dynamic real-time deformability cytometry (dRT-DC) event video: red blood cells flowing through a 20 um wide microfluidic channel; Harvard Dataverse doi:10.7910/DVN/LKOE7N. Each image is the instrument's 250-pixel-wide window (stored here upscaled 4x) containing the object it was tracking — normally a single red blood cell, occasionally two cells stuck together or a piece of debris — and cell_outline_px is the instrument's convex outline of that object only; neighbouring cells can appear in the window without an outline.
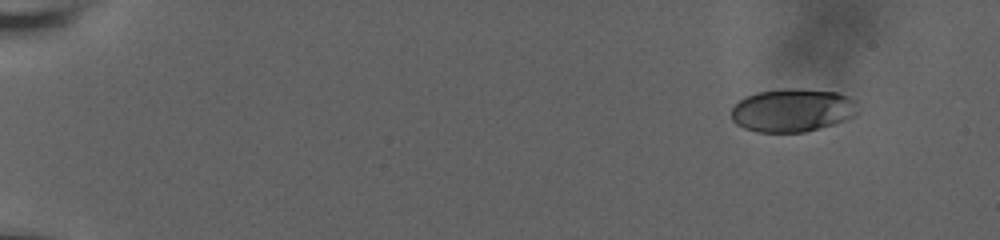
{"species": "human", "species_latin": "Homo sapiens", "temperature_condition": "room temperature", "stored_images_in_passage": 54, "camera_frame_rate_fps": 3000, "um_per_image_px": 0.085, "donor": {"sex": "male"}, "frame": {"image": 1, "passage_image": 1, "time_ms": 0.0, "image_size_px": [1000, 240], "cell_outline_px": [[856, 116], [832, 124], [804, 132], [756, 132], [744, 128], [736, 124], [732, 120], [732, 108], [744, 96], [756, 92], [784, 88], [796, 88], [836, 92], [848, 96], [856, 100]], "centroid_in_image_um": [67.34, 9.36], "position_along_channel_um": 17.7, "area_um2": 31.91}}
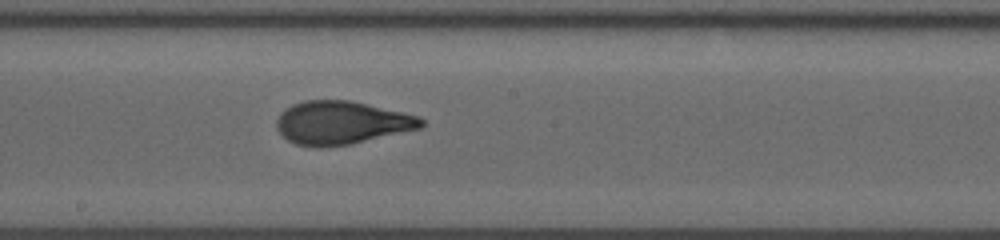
{"frame": {"image": 2, "passage_image": 30, "time_ms": 9.667, "image_size_px": [1000, 240], "cell_outline_px": [[424, 124], [420, 128], [352, 144], [320, 148], [296, 144], [288, 140], [276, 128], [276, 120], [280, 112], [292, 104], [304, 100], [348, 100], [404, 112], [420, 116], [424, 120]], "centroid_in_image_um": [29.02, 10.43], "position_along_channel_um": 219.2, "area_um2": 36.53}}
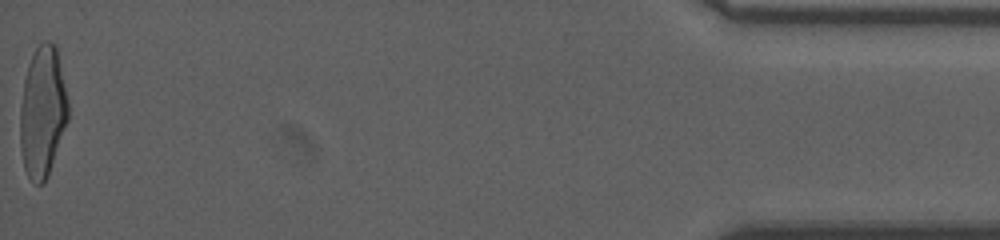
{"frame": {"image": 3, "passage_image": 54, "time_ms": 17.667, "image_size_px": [1000, 240], "cell_outline_px": [[68, 120], [48, 176], [44, 184], [32, 184], [24, 168], [20, 144], [20, 108], [24, 80], [28, 64], [36, 48], [44, 40], [48, 40], [56, 44], [68, 100]], "centroid_in_image_um": [3.62, 9.52], "position_along_channel_um": 431.6, "area_um2": 36.82}, "authors_computed_cell_mechanics": {"area_um2": 35.5181, "velocity_mm_per_s": 3.7417, "shape_relaxation_time_tau1_ms": 5.8945, "shape_relaxation_time_tau2_ms": 0.74, "deformation_change_tau1": 0.2345, "deformation_change_tau2": 0.0774}}